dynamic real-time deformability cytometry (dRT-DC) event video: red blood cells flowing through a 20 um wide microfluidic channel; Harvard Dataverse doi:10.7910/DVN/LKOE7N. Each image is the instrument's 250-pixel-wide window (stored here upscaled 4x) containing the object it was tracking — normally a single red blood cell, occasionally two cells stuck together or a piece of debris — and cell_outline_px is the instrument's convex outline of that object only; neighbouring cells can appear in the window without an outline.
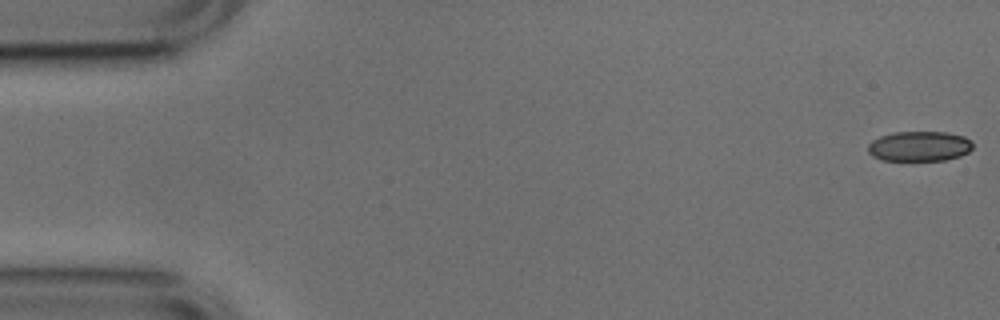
{"species": "common noctule bat (a hibernating species)", "species_latin": "Nyctalus noctula", "temperature_condition": "cold", "stored_images_in_passage": 53, "camera_frame_rate_fps": 3000, "um_per_image_px": 0.085, "animal": {"sex": "male", "body_mass_g": 17.9, "forearm_length_mm": 54.2}, "frame": {"image": 1, "passage_image": 1, "time_ms": 0.0, "image_size_px": [1000, 320], "cell_outline_px": [[972, 148], [968, 152], [960, 156], [944, 160], [884, 160], [872, 156], [868, 152], [868, 144], [872, 140], [880, 136], [892, 132], [948, 132], [964, 136], [972, 140]], "centroid_in_image_um": [78.15, 12.42], "position_along_channel_um": 6.9, "area_um2": 18.44}}
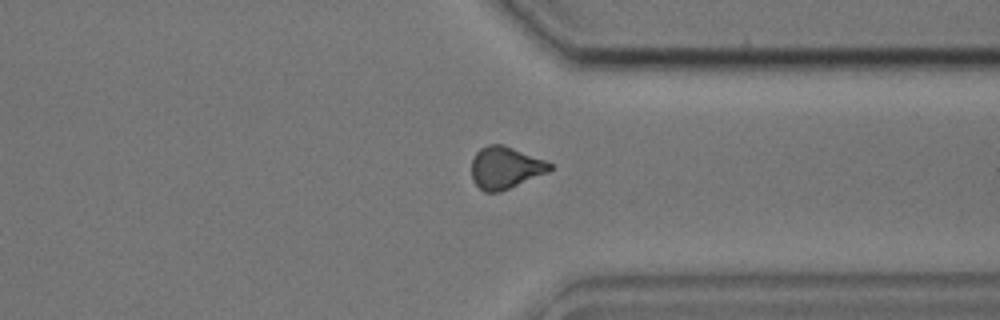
{"frame": {"image": 2, "passage_image": 40, "time_ms": 13.0, "image_size_px": [1000, 320], "cell_outline_px": [[552, 168], [548, 172], [500, 192], [484, 192], [472, 180], [472, 160], [476, 152], [480, 148], [488, 144], [504, 144], [544, 160], [552, 164]], "centroid_in_image_um": [42.93, 14.25], "position_along_channel_um": 368.5, "area_um2": 19.13}}
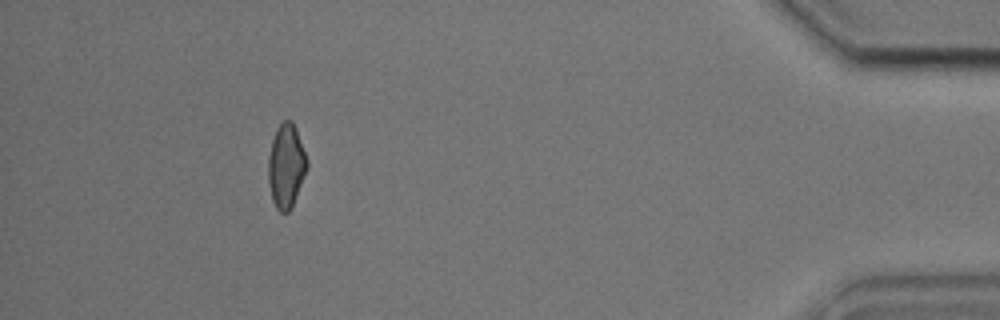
{"frame": {"image": 3, "passage_image": 48, "time_ms": 15.667, "image_size_px": [1000, 320], "cell_outline_px": [[308, 164], [292, 208], [288, 212], [280, 212], [276, 208], [272, 200], [268, 184], [268, 156], [272, 140], [276, 128], [284, 120], [292, 120], [296, 128], [308, 160]], "centroid_in_image_um": [24.31, 14.1], "position_along_channel_um": 410.9, "area_um2": 19.02}, "authors_computed_cell_mechanics": {"area_um2": 19.363, "velocity_mm_per_s": 3.7963, "shape_relaxation_time_tau1_ms": 7.6525, "shape_relaxation_time_tau2_ms": 2.3078, "deformation_change_tau1": 0.1559, "deformation_change_tau2": 0.0698}}